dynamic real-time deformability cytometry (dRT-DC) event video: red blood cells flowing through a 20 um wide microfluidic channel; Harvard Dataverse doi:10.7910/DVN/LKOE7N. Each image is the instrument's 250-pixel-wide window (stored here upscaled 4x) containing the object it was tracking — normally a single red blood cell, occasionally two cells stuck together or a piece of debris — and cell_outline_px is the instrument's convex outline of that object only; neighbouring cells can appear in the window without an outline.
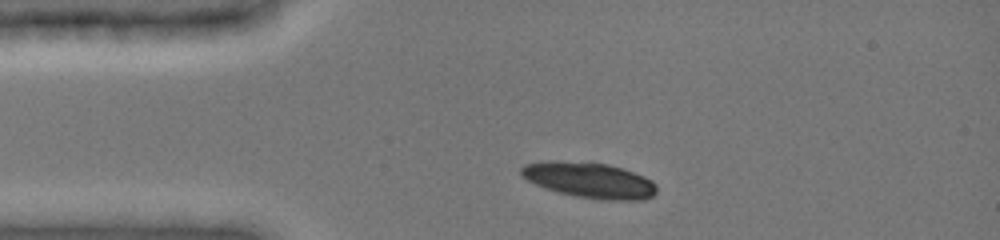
{"species": "common noctule bat (a hibernating species)", "species_latin": "Nyctalus noctula", "temperature_condition": "cold", "stored_images_in_passage": 3, "camera_frame_rate_fps": 3000, "um_per_image_px": 0.085, "animal": {"sex": "female", "body_mass_g": 19.0, "forearm_length_mm": 51.5}, "frame": {"image": 1, "passage_image": 1, "time_ms": 0.0, "image_size_px": [1000, 240], "cell_outline_px": [[656, 192], [652, 196], [644, 200], [600, 200], [576, 196], [544, 188], [520, 176], [520, 168], [524, 164], [548, 160], [552, 160], [608, 164], [624, 168], [644, 176], [652, 180], [656, 184]], "centroid_in_image_um": [50.11, 15.31], "position_along_channel_um": 34.9, "area_um2": 28.26}}